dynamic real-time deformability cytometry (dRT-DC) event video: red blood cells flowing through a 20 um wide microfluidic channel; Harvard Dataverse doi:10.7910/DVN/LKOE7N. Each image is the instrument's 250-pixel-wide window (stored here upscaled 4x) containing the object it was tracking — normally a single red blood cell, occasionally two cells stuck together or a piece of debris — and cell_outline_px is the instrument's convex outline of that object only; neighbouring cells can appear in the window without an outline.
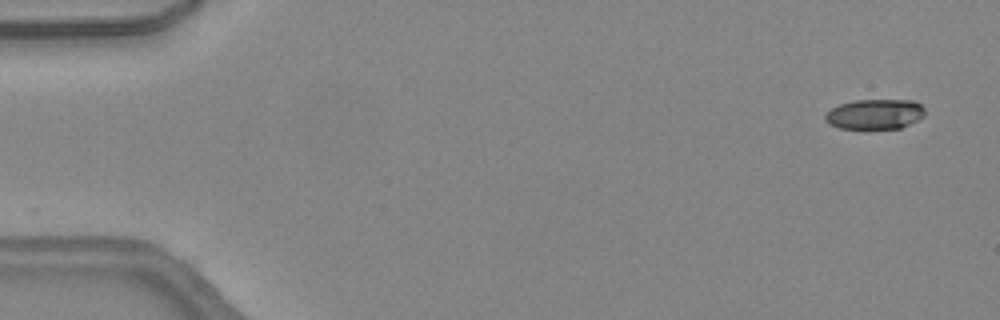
{"species": "common noctule bat (a hibernating species)", "species_latin": "Nyctalus noctula", "temperature_condition": "warm", "stored_images_in_passage": 43, "camera_frame_rate_fps": 3000, "um_per_image_px": 0.085, "animal": {"sex": "female", "body_mass_g": 24.6, "forearm_length_mm": 56.2}, "frame": {"image": 1, "passage_image": 1, "time_ms": 0.0, "image_size_px": [1000, 320], "cell_outline_px": [[924, 116], [900, 128], [840, 128], [828, 124], [824, 120], [824, 116], [832, 108], [840, 104], [856, 100], [912, 100], [920, 104], [924, 108]], "centroid_in_image_um": [74.34, 9.69], "position_along_channel_um": 10.7, "area_um2": 17.28}}
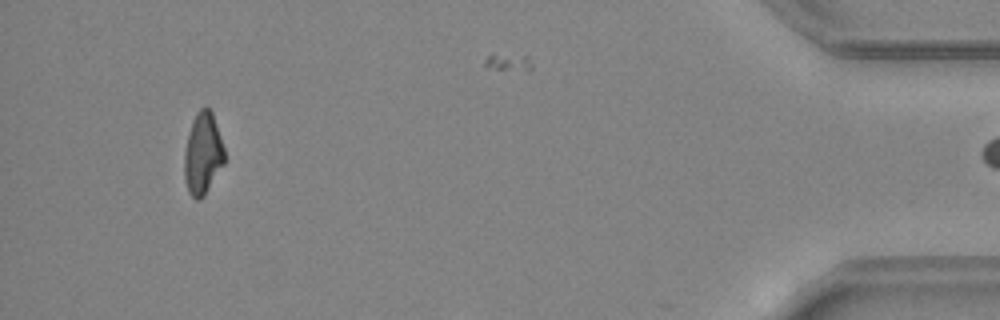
{"frame": {"image": 2, "passage_image": 42, "time_ms": 13.667, "image_size_px": [1000, 320], "cell_outline_px": [[224, 164], [204, 196], [200, 200], [196, 200], [188, 192], [184, 180], [184, 152], [192, 120], [196, 112], [204, 104], [208, 104], [212, 112], [224, 148]], "centroid_in_image_um": [17.23, 13.04], "position_along_channel_um": 418.0, "area_um2": 19.36}}